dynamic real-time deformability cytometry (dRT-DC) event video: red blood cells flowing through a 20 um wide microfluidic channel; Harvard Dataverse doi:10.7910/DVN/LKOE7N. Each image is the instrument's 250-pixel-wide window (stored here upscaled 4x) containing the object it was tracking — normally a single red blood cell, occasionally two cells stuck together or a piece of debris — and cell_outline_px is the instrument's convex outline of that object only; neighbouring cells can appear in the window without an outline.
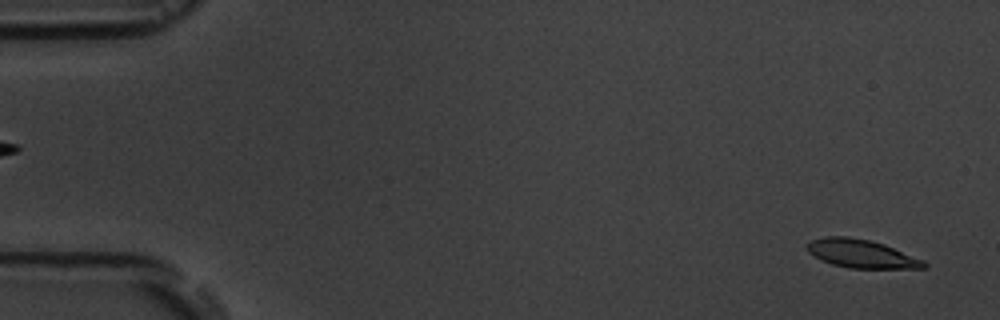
{"species": "common noctule bat (a hibernating species)", "species_latin": "Nyctalus noctula", "temperature_condition": "room temperature", "stored_images_in_passage": 6, "segment_of_instrument_passage": [2, 2], "camera_frame_rate_fps": 3000, "um_per_image_px": 0.085, "animal": {"sex": "male", "body_mass_g": 19.5, "forearm_length_mm": 54.6}, "frame": {"image": 1, "passage_image": 6, "time_ms": 6.667, "image_size_px": [1000, 320], "cell_outline_px": [[928, 268], [848, 268], [832, 264], [808, 252], [808, 244], [812, 240], [824, 236], [848, 236], [868, 240], [884, 244], [924, 260], [928, 264]], "centroid_in_image_um": [73.26, 21.57], "position_along_channel_um": 11.7, "area_um2": 19.07}}